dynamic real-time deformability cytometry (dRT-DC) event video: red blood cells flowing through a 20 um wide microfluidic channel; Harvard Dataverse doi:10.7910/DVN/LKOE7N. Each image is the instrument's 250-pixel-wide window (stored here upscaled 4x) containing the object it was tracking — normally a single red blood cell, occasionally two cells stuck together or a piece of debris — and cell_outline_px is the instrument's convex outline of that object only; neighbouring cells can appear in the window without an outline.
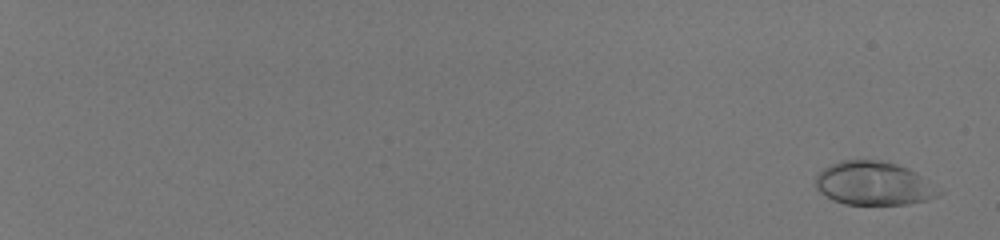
{"species": "human", "species_latin": "Homo sapiens", "temperature_condition": "room temperature", "stored_images_in_passage": 59, "camera_frame_rate_fps": 3000, "um_per_image_px": 0.085, "donor": {"sex": "male"}, "frame": {"image": 1, "passage_image": 3, "time_ms": 0.667, "image_size_px": [1000, 240], "cell_outline_px": [[944, 192], [928, 200], [908, 204], [844, 204], [832, 200], [820, 192], [816, 188], [816, 176], [824, 168], [840, 160], [880, 160], [896, 164], [908, 168], [916, 172]], "centroid_in_image_um": [74.27, 15.59], "position_along_channel_um": 10.7, "area_um2": 31.27}}
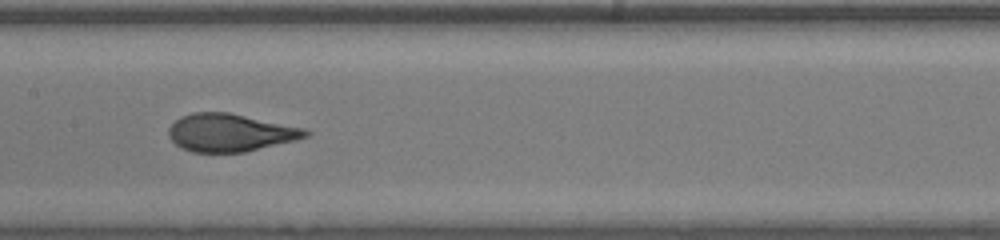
{"frame": {"image": 2, "passage_image": 37, "time_ms": 12.0, "image_size_px": [1000, 240], "cell_outline_px": [[312, 132], [308, 136], [296, 140], [244, 152], [192, 152], [180, 148], [168, 136], [168, 128], [180, 116], [192, 112], [228, 112], [304, 128]], "centroid_in_image_um": [19.54, 11.27], "position_along_channel_um": 187.9, "area_um2": 30.11}}
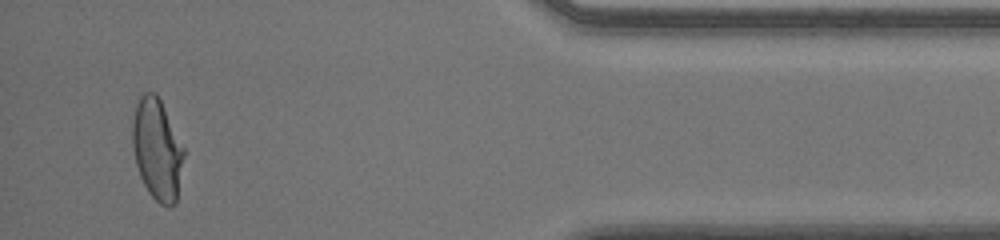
{"frame": {"image": 3, "passage_image": 57, "time_ms": 18.667, "image_size_px": [1000, 240], "cell_outline_px": [[184, 156], [176, 204], [168, 208], [160, 204], [148, 192], [140, 176], [136, 164], [132, 144], [132, 120], [136, 100], [144, 92], [156, 92], [184, 148]], "centroid_in_image_um": [13.34, 12.7], "position_along_channel_um": 421.9, "area_um2": 30.4}, "authors_computed_cell_mechanics": {"area_um2": 30.345, "velocity_mm_per_s": 4.0475, "shape_relaxation_time_tau1_ms": 4.9145, "shape_relaxation_time_tau2_ms": null, "deformation_change_tau1": 0.1932, "deformation_change_tau2": null}}